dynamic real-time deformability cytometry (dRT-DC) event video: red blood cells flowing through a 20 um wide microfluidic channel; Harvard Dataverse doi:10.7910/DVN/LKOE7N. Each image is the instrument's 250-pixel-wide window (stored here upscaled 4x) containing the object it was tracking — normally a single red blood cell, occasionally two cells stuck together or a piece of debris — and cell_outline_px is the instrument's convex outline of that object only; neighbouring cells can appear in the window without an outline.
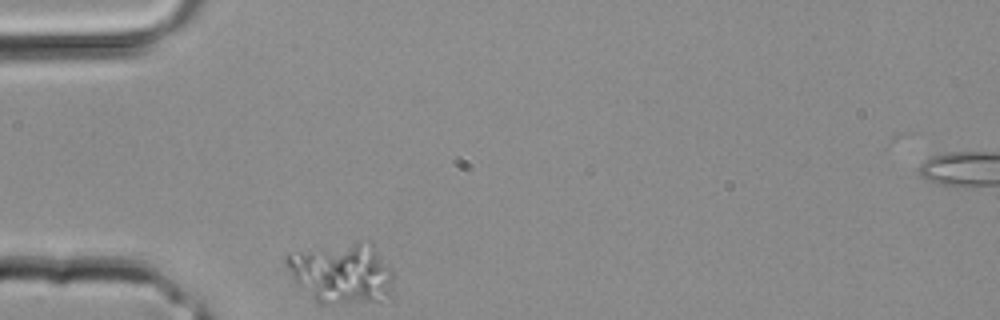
{"species": "common noctule bat (a hibernating species)", "species_latin": "Nyctalus noctula", "temperature_condition": "room temperature", "stored_images_in_passage": 2, "camera_frame_rate_fps": 3000, "um_per_image_px": 0.085, "animal": {"sex": "male", "body_mass_g": 20.4}, "frame": {"image": 1, "passage_image": 1, "time_ms": 0.0, "image_size_px": [1000, 320], "cell_outline_px": [[396, 296], [376, 300], [316, 300], [296, 280], [284, 264], [284, 256], [288, 252], [368, 240], [372, 240], [392, 268]], "centroid_in_image_um": [29.16, 23.11], "position_along_channel_um": 55.8, "area_um2": 37.28}}